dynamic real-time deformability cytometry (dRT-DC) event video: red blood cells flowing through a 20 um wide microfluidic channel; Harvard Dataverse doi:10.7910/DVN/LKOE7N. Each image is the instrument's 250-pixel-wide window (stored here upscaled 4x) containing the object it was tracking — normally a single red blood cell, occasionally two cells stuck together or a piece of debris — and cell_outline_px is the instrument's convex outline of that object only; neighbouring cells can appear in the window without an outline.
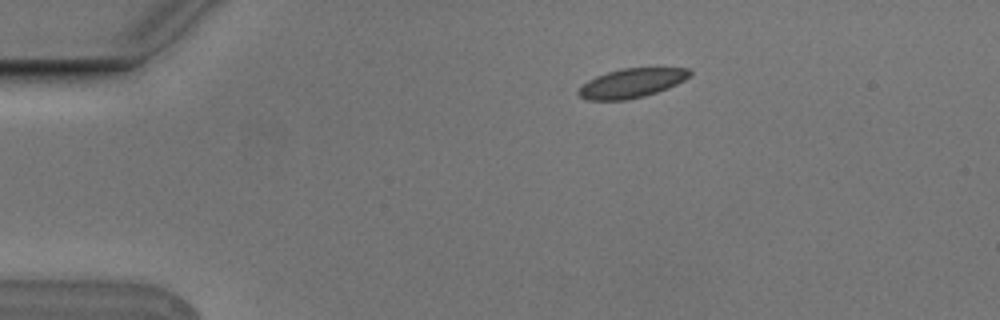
{"species": "Egyptian fruit bat (a non-hibernating species)", "species_latin": "Rousettus aegyptiacus", "temperature_condition": "cold", "stored_images_in_passage": 4, "camera_frame_rate_fps": 3000, "um_per_image_px": 0.085, "animal": {"sex": "male"}, "frame": {"image": 1, "passage_image": 1, "time_ms": 0.0, "image_size_px": [1000, 320], "cell_outline_px": [[692, 72], [684, 80], [668, 88], [644, 96], [624, 100], [588, 100], [580, 96], [576, 92], [588, 80], [596, 76], [608, 72], [624, 68], [688, 68]], "centroid_in_image_um": [53.67, 7.06], "position_along_channel_um": 31.3, "area_um2": 18.67}}